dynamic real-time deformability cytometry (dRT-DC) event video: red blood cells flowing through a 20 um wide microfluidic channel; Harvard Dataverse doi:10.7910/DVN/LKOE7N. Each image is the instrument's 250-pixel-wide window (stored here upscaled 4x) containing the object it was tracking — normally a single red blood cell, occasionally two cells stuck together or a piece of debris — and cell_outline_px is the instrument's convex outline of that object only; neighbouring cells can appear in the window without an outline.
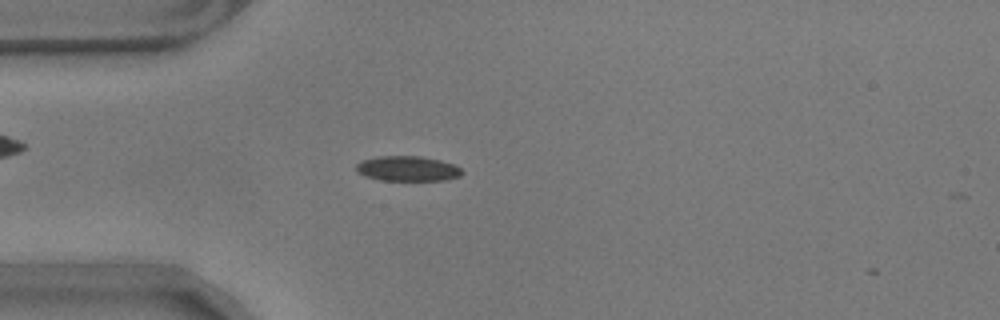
{"species": "common noctule bat (a hibernating species)", "species_latin": "Nyctalus noctula", "temperature_condition": "warm", "stored_images_in_passage": 56, "camera_frame_rate_fps": 3000, "um_per_image_px": 0.085, "animal": {"sex": "male", "body_mass_g": 17.9}, "frame": {"image": 1, "passage_image": 15, "time_ms": 4.667, "image_size_px": [1000, 320], "cell_outline_px": [[464, 172], [460, 176], [444, 180], [380, 180], [364, 176], [356, 168], [356, 164], [360, 160], [376, 156], [420, 156], [440, 160], [456, 164]], "centroid_in_image_um": [34.65, 14.32], "position_along_channel_um": 50.3, "area_um2": 15.55}}
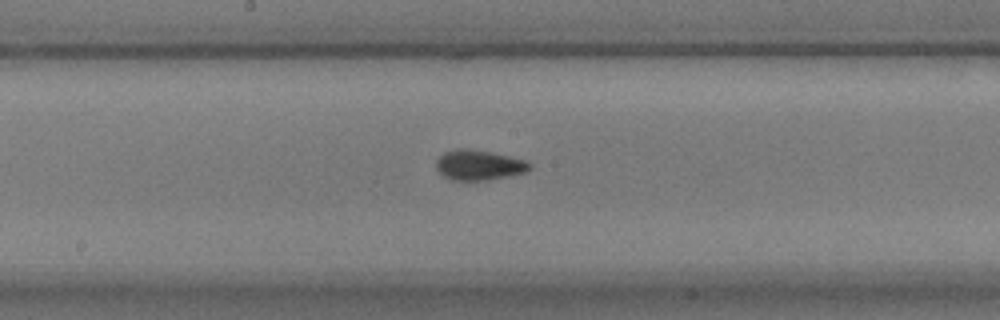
{"frame": {"image": 2, "passage_image": 29, "time_ms": 9.333, "image_size_px": [1000, 320], "cell_outline_px": [[532, 168], [524, 172], [508, 176], [488, 180], [452, 180], [444, 176], [436, 168], [436, 160], [444, 152], [456, 148], [464, 148], [492, 152], [528, 160], [532, 164]], "centroid_in_image_um": [40.73, 14.02], "position_along_channel_um": 207.5, "area_um2": 16.53}}
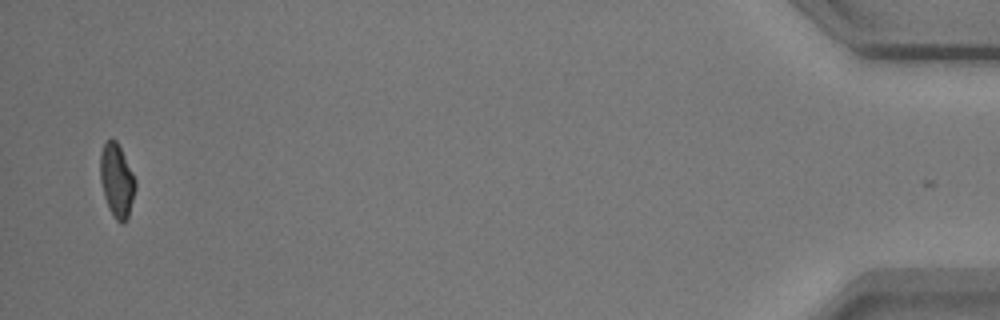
{"frame": {"image": 3, "passage_image": 55, "time_ms": 18.0, "image_size_px": [1000, 320], "cell_outline_px": [[136, 188], [128, 216], [124, 224], [120, 224], [112, 216], [104, 196], [100, 180], [100, 152], [104, 140], [116, 140], [136, 180]], "centroid_in_image_um": [9.91, 15.36], "position_along_channel_um": 425.3, "area_um2": 15.09}, "authors_computed_cell_mechanics": {"area_um2": 15.2014, "velocity_mm_per_s": 3.5387, "shape_relaxation_time_tau1_ms": 9.6098, "shape_relaxation_time_tau2_ms": 2.4984, "deformation_change_tau1": 0.2107, "deformation_change_tau2": 0.0644}}